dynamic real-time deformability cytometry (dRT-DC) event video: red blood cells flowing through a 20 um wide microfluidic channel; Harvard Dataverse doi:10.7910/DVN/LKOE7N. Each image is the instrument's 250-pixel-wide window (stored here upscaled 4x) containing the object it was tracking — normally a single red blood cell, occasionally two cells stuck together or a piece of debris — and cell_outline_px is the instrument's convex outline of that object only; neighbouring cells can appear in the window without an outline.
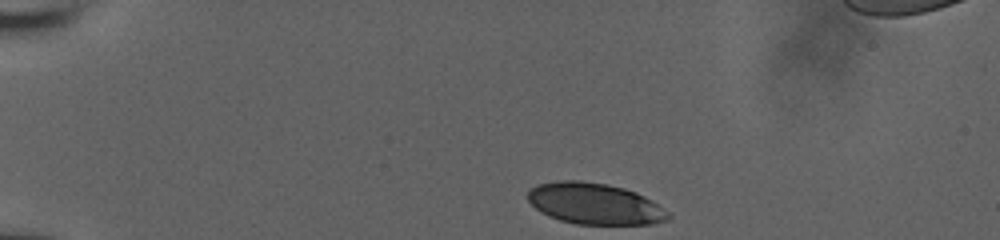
{"species": "human", "species_latin": "Homo sapiens", "temperature_condition": "room temperature", "stored_images_in_passage": 38, "camera_frame_rate_fps": 3000, "um_per_image_px": 0.085, "donor": {"sex": "male"}, "frame": {"image": 1, "passage_image": 1, "time_ms": 0.0, "image_size_px": [1000, 240], "cell_outline_px": [[672, 216], [668, 220], [652, 224], [576, 224], [560, 220], [548, 216], [540, 212], [528, 200], [528, 188], [540, 184], [556, 180], [580, 180], [608, 184], [624, 188], [636, 192], [644, 196], [668, 212]], "centroid_in_image_um": [50.53, 17.31], "position_along_channel_um": 34.5, "area_um2": 33.81}}
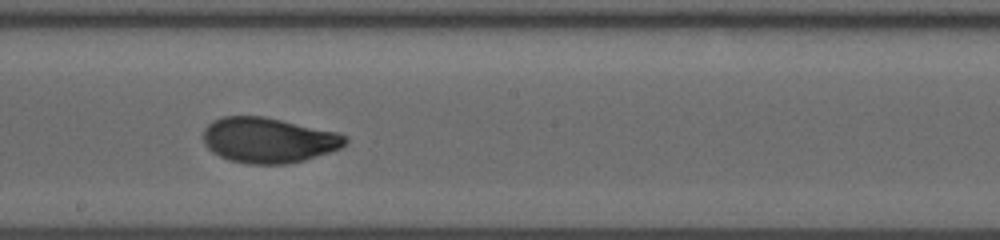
{"frame": {"image": 2, "passage_image": 22, "time_ms": 7.0, "image_size_px": [1000, 240], "cell_outline_px": [[348, 140], [340, 148], [304, 160], [288, 164], [248, 164], [228, 160], [212, 152], [204, 144], [204, 128], [212, 120], [224, 116], [264, 116], [336, 132], [348, 136]], "centroid_in_image_um": [22.79, 11.91], "position_along_channel_um": 225.4, "area_um2": 37.45}}
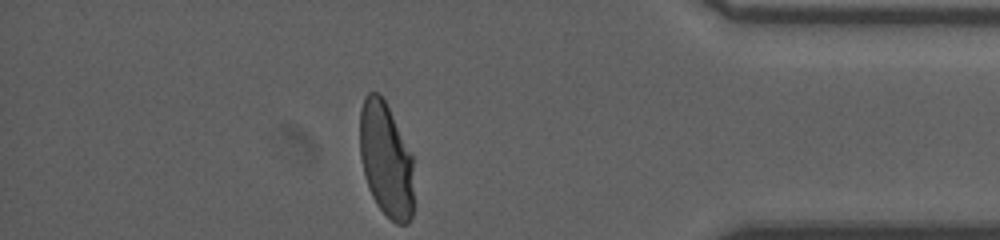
{"frame": {"image": 3, "passage_image": 38, "time_ms": 12.333, "image_size_px": [1000, 240], "cell_outline_px": [[412, 216], [408, 224], [396, 224], [376, 204], [368, 188], [364, 176], [360, 156], [360, 108], [364, 96], [368, 92], [376, 92], [384, 100], [412, 152]], "centroid_in_image_um": [32.79, 13.57], "position_along_channel_um": 402.4, "area_um2": 36.07}, "authors_computed_cell_mechanics": {"area_um2": 37.281, "velocity_mm_per_s": 3.837, "shape_relaxation_time_tau1_ms": 4.4453, "shape_relaxation_time_tau2_ms": 0.7493, "deformation_change_tau1": 0.185, "deformation_change_tau2": 0.0524}}